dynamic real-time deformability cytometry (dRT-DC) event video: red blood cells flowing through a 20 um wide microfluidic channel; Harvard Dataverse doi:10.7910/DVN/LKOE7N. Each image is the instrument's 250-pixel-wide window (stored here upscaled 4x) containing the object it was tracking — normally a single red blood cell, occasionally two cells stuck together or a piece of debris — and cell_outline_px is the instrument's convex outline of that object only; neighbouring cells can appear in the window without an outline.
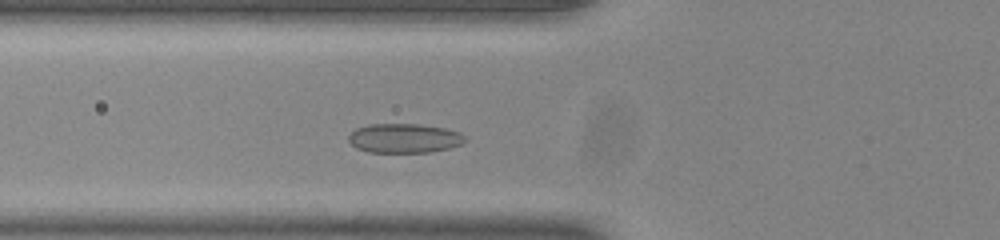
{"species": "common noctule bat (a hibernating species)", "species_latin": "Nyctalus noctula", "temperature_condition": "room temperature", "stored_images_in_passage": 35, "camera_frame_rate_fps": 3000, "um_per_image_px": 0.085, "animal": {"sex": "male", "body_mass_g": 20.0, "forearm_length_mm": 53.3}, "frame": {"image": 1, "passage_image": 2, "time_ms": 0.333, "image_size_px": [1000, 240], "cell_outline_px": [[464, 140], [460, 144], [448, 148], [428, 152], [368, 152], [356, 148], [348, 140], [348, 136], [356, 128], [368, 124], [420, 124], [444, 128], [460, 132], [464, 136]], "centroid_in_image_um": [34.32, 11.74], "position_along_channel_um": 91.5, "area_um2": 19.77}}
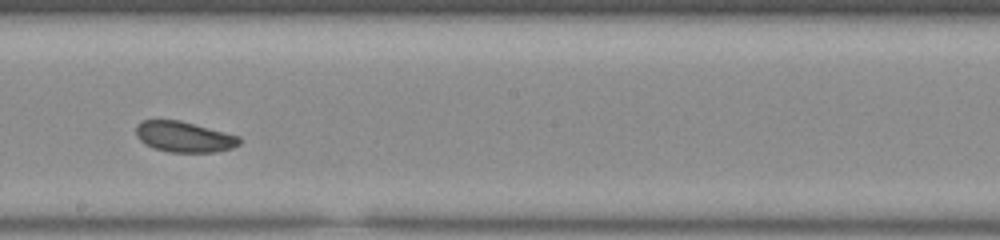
{"frame": {"image": 2, "passage_image": 13, "time_ms": 4.0, "image_size_px": [1000, 240], "cell_outline_px": [[240, 144], [232, 148], [216, 152], [168, 152], [152, 148], [144, 144], [136, 136], [136, 124], [140, 120], [180, 120], [240, 136]], "centroid_in_image_um": [15.62, 11.63], "position_along_channel_um": 232.6, "area_um2": 18.67}}
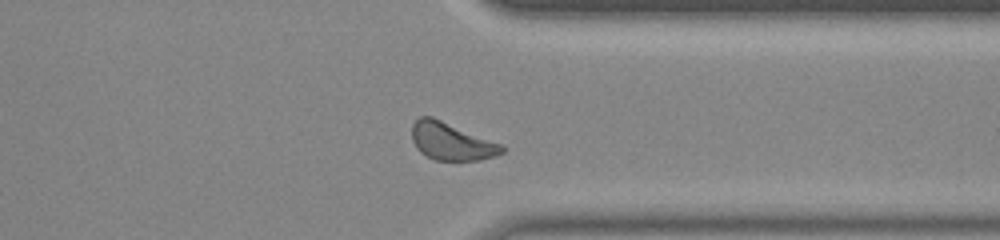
{"frame": {"image": 3, "passage_image": 24, "time_ms": 7.667, "image_size_px": [1000, 240], "cell_outline_px": [[504, 152], [496, 156], [480, 160], [436, 160], [420, 152], [416, 148], [412, 140], [412, 124], [420, 116], [432, 116], [504, 144]], "centroid_in_image_um": [38.4, 12.01], "position_along_channel_um": 373.0, "area_um2": 19.94}}